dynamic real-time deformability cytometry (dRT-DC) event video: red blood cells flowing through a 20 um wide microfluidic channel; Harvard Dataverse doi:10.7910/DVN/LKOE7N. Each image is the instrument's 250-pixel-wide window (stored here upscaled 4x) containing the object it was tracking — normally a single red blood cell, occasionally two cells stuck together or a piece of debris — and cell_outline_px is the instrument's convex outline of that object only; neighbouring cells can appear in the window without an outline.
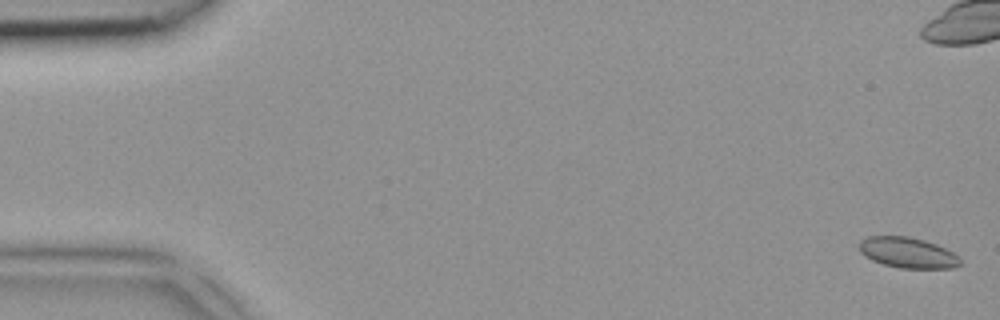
{"species": "common noctule bat (a hibernating species)", "species_latin": "Nyctalus noctula", "temperature_condition": "room temperature", "stored_images_in_passage": 5, "camera_frame_rate_fps": 3000, "um_per_image_px": 0.085, "animal": {"sex": "female", "body_mass_g": 18.4}, "frame": {"image": 1, "passage_image": 1, "time_ms": 0.0, "image_size_px": [1000, 320], "cell_outline_px": [[960, 264], [952, 268], [900, 268], [884, 264], [872, 260], [864, 256], [860, 252], [860, 240], [868, 236], [908, 236], [924, 240], [936, 244], [952, 252], [960, 260]], "centroid_in_image_um": [77.12, 21.47], "position_along_channel_um": 7.9, "area_um2": 17.86}}
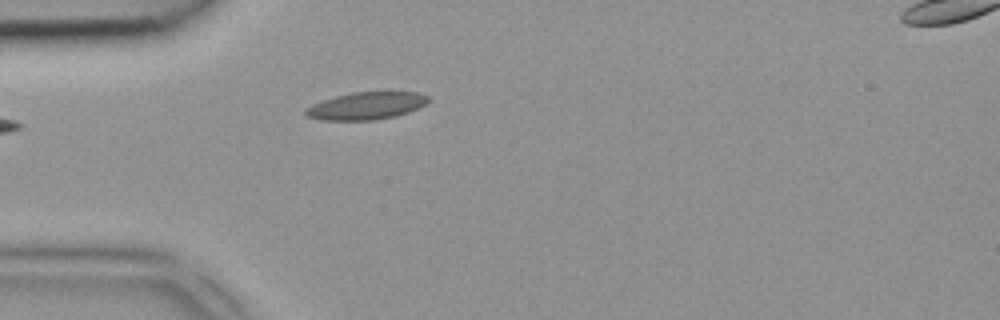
{"frame": {"image": 2, "passage_image": 5, "time_ms": 1.333, "image_size_px": [1000, 320], "cell_outline_px": [[428, 100], [424, 104], [408, 112], [396, 116], [376, 120], [320, 120], [304, 116], [304, 108], [312, 104], [336, 96], [352, 92], [420, 92], [428, 96]], "centroid_in_image_um": [31.08, 9.0], "position_along_channel_um": 53.9, "area_um2": 19.59}}